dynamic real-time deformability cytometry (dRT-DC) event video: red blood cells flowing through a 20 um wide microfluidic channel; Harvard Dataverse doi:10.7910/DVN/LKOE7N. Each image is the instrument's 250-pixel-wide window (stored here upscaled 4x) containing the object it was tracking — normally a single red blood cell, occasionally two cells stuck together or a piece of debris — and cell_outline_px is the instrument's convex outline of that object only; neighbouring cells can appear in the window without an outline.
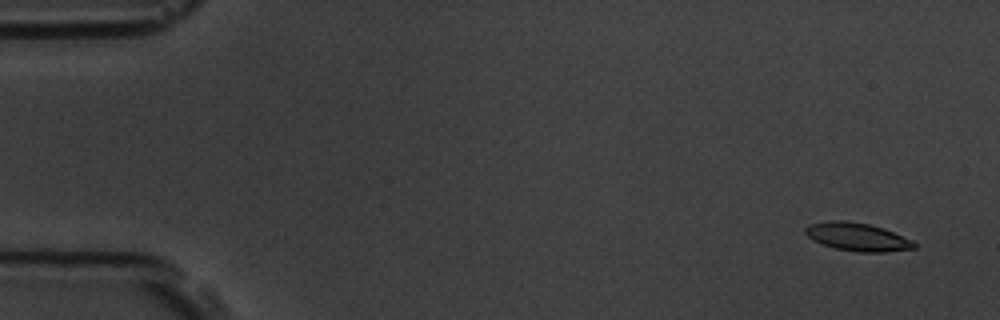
{"species": "common noctule bat (a hibernating species)", "species_latin": "Nyctalus noctula", "temperature_condition": "room temperature", "stored_images_in_passage": 4, "camera_frame_rate_fps": 3000, "um_per_image_px": 0.085, "animal": {"sex": "male", "body_mass_g": 19.5, "forearm_length_mm": 54.6}, "frame": {"image": 1, "passage_image": 1, "time_ms": 0.0, "image_size_px": [1000, 320], "cell_outline_px": [[916, 248], [884, 252], [856, 252], [836, 248], [812, 240], [804, 232], [804, 228], [808, 224], [828, 220], [844, 220], [868, 224], [884, 228], [912, 240], [916, 244]], "centroid_in_image_um": [72.85, 20.12], "position_along_channel_um": 12.1, "area_um2": 17.86}}
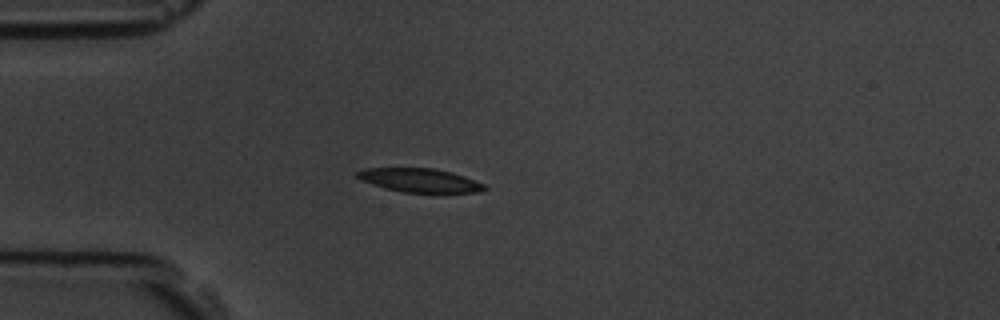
{"frame": {"image": 2, "passage_image": 4, "time_ms": 4.0, "image_size_px": [1000, 320], "cell_outline_px": [[488, 188], [480, 192], [404, 192], [384, 188], [360, 180], [356, 176], [356, 172], [364, 168], [436, 168], [452, 172], [464, 176], [484, 184]], "centroid_in_image_um": [35.66, 15.31], "position_along_channel_um": 49.3, "area_um2": 17.57}}